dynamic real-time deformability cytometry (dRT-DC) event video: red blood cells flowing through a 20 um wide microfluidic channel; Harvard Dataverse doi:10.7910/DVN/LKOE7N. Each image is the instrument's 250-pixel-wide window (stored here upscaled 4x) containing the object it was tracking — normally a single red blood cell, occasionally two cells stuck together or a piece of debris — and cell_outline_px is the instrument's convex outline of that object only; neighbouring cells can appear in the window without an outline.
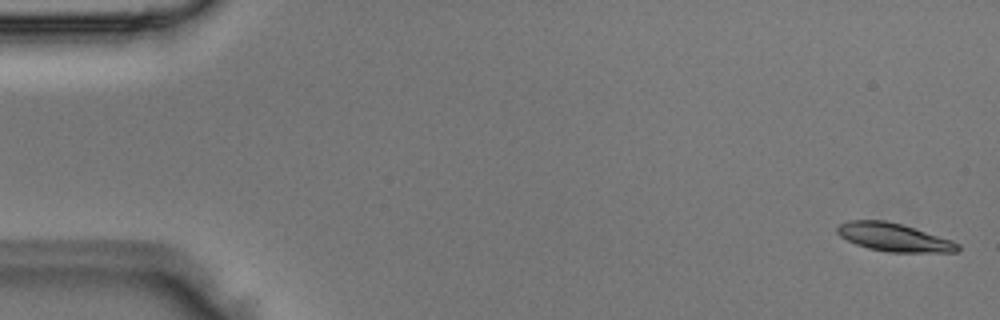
{"species": "Egyptian fruit bat (a non-hibernating species)", "species_latin": "Rousettus aegyptiacus", "temperature_condition": "room temperature", "stored_images_in_passage": 5, "camera_frame_rate_fps": 3000, "um_per_image_px": 0.085, "animal": {"sex": "male"}, "frame": {"image": 1, "passage_image": 1, "time_ms": 0.0, "image_size_px": [1000, 320], "cell_outline_px": [[960, 248], [956, 252], [888, 252], [868, 248], [856, 244], [840, 236], [836, 232], [836, 228], [840, 224], [848, 220], [884, 220], [900, 224], [952, 240], [960, 244]], "centroid_in_image_um": [75.96, 20.17], "position_along_channel_um": 9.0, "area_um2": 19.59}}